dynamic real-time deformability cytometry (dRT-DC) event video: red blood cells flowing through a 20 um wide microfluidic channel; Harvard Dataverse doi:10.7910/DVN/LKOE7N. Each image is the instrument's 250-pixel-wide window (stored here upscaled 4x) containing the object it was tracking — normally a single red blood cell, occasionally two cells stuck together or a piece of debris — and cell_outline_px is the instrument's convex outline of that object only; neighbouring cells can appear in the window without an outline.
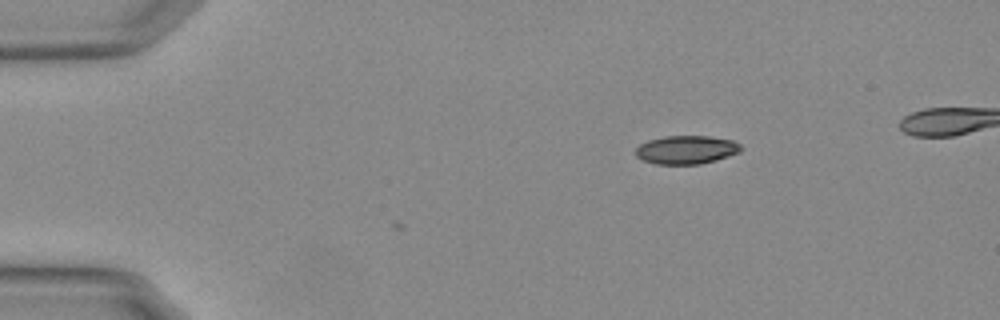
{"species": "Egyptian fruit bat (a non-hibernating species)", "species_latin": "Rousettus aegyptiacus", "temperature_condition": "warm", "stored_images_in_passage": 5, "camera_frame_rate_fps": 3000, "um_per_image_px": 0.085, "animal": {"sex": "female"}, "frame": {"image": 1, "passage_image": 5, "time_ms": 1.333, "image_size_px": [1000, 320], "cell_outline_px": [[744, 148], [740, 152], [716, 160], [700, 164], [656, 164], [644, 160], [636, 156], [636, 148], [640, 144], [648, 140], [664, 136], [708, 136], [732, 140], [740, 144]], "centroid_in_image_um": [58.36, 12.73], "position_along_channel_um": 26.6, "area_um2": 17.46}}